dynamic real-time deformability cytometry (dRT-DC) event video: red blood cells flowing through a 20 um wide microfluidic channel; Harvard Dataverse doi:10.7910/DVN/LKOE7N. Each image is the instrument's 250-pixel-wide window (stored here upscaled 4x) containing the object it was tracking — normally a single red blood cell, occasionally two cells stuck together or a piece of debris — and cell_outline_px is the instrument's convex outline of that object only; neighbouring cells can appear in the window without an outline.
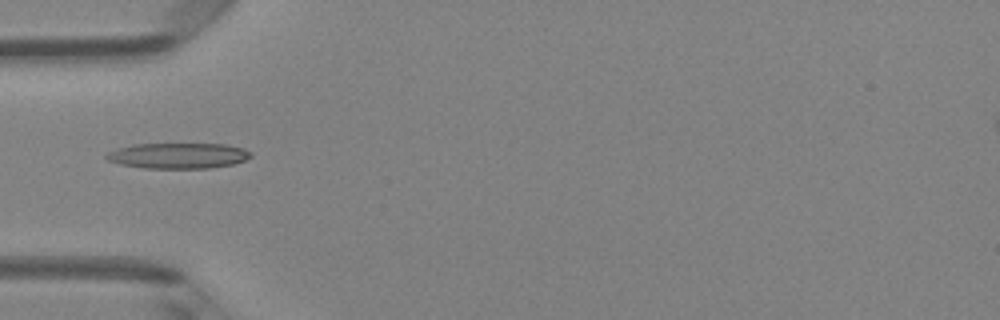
{"species": "Egyptian fruit bat (a non-hibernating species)", "species_latin": "Rousettus aegyptiacus", "temperature_condition": "room temperature", "stored_images_in_passage": 4, "camera_frame_rate_fps": 3000, "um_per_image_px": 0.085, "animal": {"sex": "female"}, "frame": {"image": 1, "passage_image": 4, "time_ms": 4.333, "image_size_px": [1000, 320], "cell_outline_px": [[252, 156], [244, 160], [232, 164], [208, 168], [144, 168], [120, 164], [108, 160], [104, 156], [108, 152], [116, 148], [132, 144], [224, 144], [244, 148], [252, 152]], "centroid_in_image_um": [15.13, 13.22], "position_along_channel_um": 69.9, "area_um2": 21.56}}